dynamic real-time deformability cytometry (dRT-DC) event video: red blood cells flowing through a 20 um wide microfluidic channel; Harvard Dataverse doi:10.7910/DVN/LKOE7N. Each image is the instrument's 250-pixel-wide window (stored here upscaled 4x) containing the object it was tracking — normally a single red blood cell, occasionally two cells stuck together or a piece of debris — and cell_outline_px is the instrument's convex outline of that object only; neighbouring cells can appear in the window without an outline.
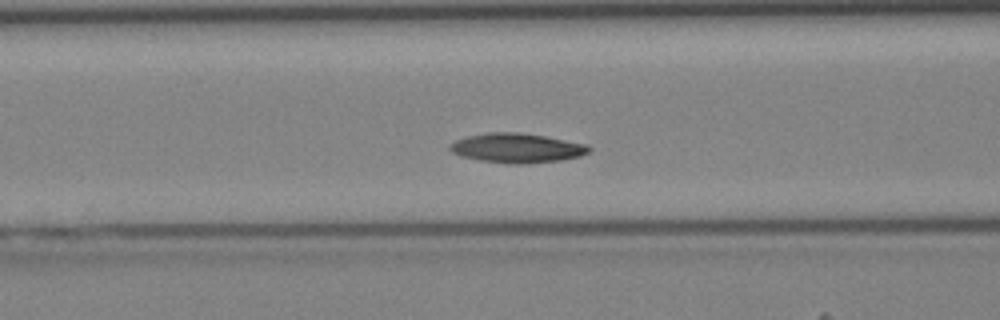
{"species": "Egyptian fruit bat (a non-hibernating species)", "species_latin": "Rousettus aegyptiacus", "temperature_condition": "cold", "stored_images_in_passage": 43, "camera_frame_rate_fps": 3000, "um_per_image_px": 0.085, "animal": {"sex": "female"}, "frame": {"image": 1, "passage_image": 16, "time_ms": 5.0, "image_size_px": [1000, 320], "cell_outline_px": [[592, 148], [588, 152], [580, 156], [560, 160], [524, 164], [508, 164], [480, 160], [460, 156], [452, 152], [448, 148], [448, 144], [456, 140], [468, 136], [488, 132], [520, 132], [544, 136], [588, 144]], "centroid_in_image_um": [43.92, 12.58], "position_along_channel_um": 122.7, "area_um2": 23.99}}
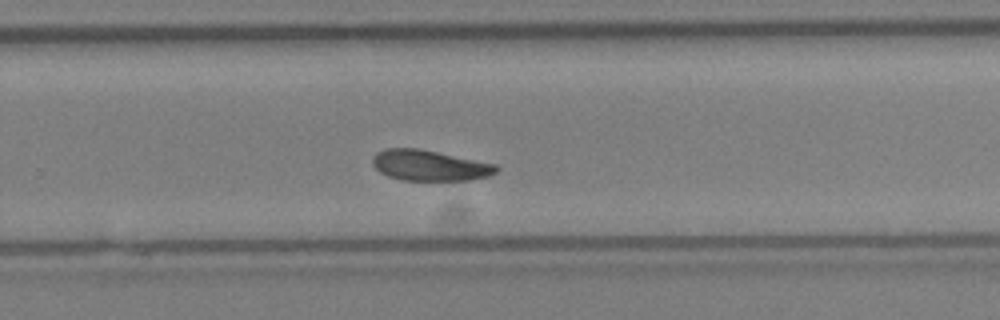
{"frame": {"image": 2, "passage_image": 27, "time_ms": 8.667, "image_size_px": [1000, 320], "cell_outline_px": [[500, 168], [496, 172], [488, 176], [468, 180], [400, 180], [388, 176], [380, 172], [372, 164], [372, 156], [376, 152], [388, 148], [416, 148], [496, 164]], "centroid_in_image_um": [36.48, 14.06], "position_along_channel_um": 293.3, "area_um2": 21.96}}
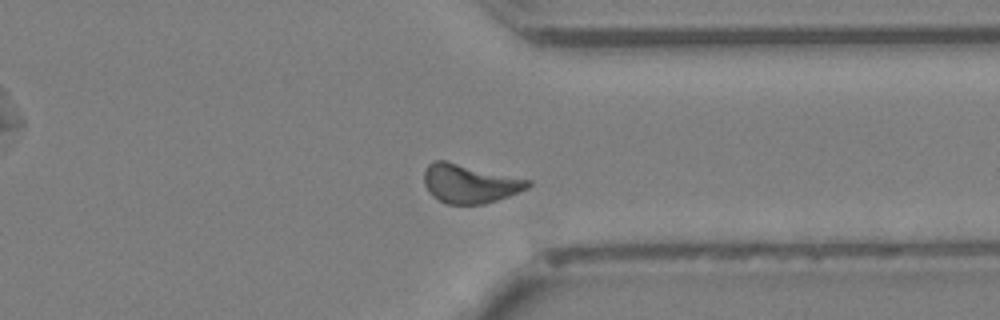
{"frame": {"image": 3, "passage_image": 32, "time_ms": 10.333, "image_size_px": [1000, 320], "cell_outline_px": [[532, 184], [528, 188], [508, 196], [484, 204], [444, 204], [432, 196], [428, 192], [424, 184], [424, 172], [428, 164], [432, 160], [444, 160], [532, 180]], "centroid_in_image_um": [39.9, 15.6], "position_along_channel_um": 371.5, "area_um2": 23.64}}